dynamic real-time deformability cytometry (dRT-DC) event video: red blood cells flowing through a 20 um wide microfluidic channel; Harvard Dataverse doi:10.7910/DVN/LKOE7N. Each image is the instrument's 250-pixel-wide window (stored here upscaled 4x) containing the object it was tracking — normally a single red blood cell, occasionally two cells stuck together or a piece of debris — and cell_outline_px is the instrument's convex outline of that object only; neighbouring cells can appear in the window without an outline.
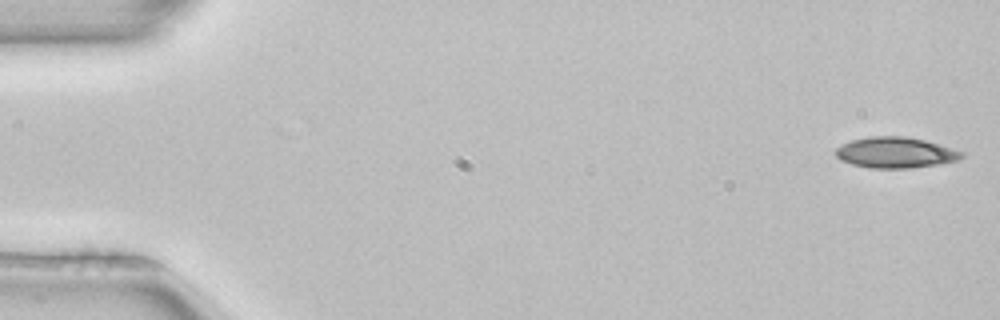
{"species": "common noctule bat (a hibernating species)", "species_latin": "Nyctalus noctula", "temperature_condition": "room temperature", "stored_images_in_passage": 8, "camera_frame_rate_fps": 3000, "um_per_image_px": 0.085, "animal": {"sex": "female", "body_mass_g": 22.7, "forearm_length_mm": 54.2}, "frame": {"image": 1, "passage_image": 1, "time_ms": 0.0, "image_size_px": [1000, 320], "cell_outline_px": [[964, 156], [956, 160], [936, 164], [908, 168], [868, 168], [852, 164], [840, 160], [836, 156], [836, 148], [852, 140], [872, 136], [904, 136], [924, 140], [964, 152]], "centroid_in_image_um": [76.08, 12.97], "position_along_channel_um": 8.9, "area_um2": 22.31}}